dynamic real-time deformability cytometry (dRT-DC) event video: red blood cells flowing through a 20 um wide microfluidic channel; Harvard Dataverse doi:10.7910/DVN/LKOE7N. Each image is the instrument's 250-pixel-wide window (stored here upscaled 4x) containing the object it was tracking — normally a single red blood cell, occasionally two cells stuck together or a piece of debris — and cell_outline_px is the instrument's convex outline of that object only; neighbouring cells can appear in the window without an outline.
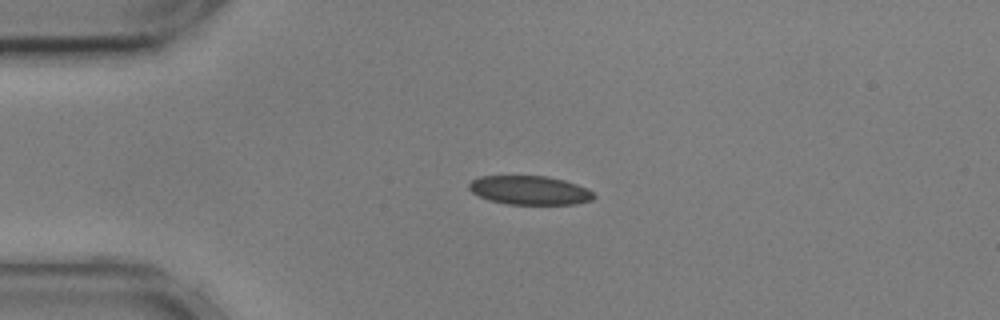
{"species": "common noctule bat (a hibernating species)", "species_latin": "Nyctalus noctula", "temperature_condition": "cold", "stored_images_in_passage": 5, "camera_frame_rate_fps": 3000, "um_per_image_px": 0.085, "animal": {"sex": "male", "body_mass_g": 17.9, "forearm_length_mm": 54.2}, "frame": {"image": 1, "passage_image": 1, "time_ms": 0.0, "image_size_px": [1000, 320], "cell_outline_px": [[596, 196], [592, 200], [576, 204], [508, 204], [488, 200], [472, 192], [468, 188], [468, 184], [472, 180], [480, 176], [548, 176], [564, 180], [588, 188]], "centroid_in_image_um": [45.03, 16.17], "position_along_channel_um": 40.0, "area_um2": 21.04}}